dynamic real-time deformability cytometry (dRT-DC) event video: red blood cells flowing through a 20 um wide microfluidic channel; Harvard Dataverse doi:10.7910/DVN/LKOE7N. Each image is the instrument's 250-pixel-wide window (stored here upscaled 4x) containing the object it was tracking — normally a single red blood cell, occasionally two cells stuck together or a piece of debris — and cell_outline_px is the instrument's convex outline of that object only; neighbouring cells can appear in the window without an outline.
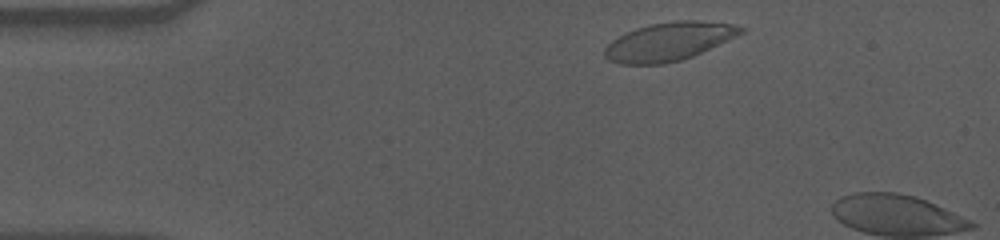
{"species": "human", "species_latin": "Homo sapiens", "temperature_condition": "cold", "stored_images_in_passage": 7, "camera_frame_rate_fps": 3000, "um_per_image_px": 0.085, "donor": {"sex": "male"}, "frame": {"image": 1, "passage_image": 3, "time_ms": 0.667, "image_size_px": [1000, 240], "cell_outline_px": [[744, 32], [736, 36], [692, 56], [680, 60], [664, 64], [620, 64], [608, 60], [604, 56], [604, 48], [612, 40], [636, 28], [652, 24], [676, 20], [696, 20], [736, 24], [744, 28]], "centroid_in_image_um": [56.84, 3.53], "position_along_channel_um": 28.2, "area_um2": 30.17}}